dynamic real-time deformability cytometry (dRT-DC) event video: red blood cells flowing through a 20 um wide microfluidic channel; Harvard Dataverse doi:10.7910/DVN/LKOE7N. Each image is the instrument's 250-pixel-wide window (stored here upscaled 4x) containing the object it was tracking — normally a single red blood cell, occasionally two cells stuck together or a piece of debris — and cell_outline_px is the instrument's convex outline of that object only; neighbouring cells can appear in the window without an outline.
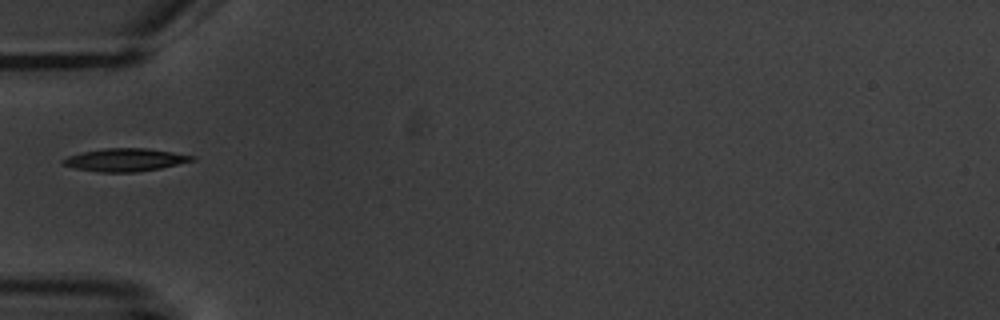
{"species": "common noctule bat (a hibernating species)", "species_latin": "Nyctalus noctula", "temperature_condition": "warm", "stored_images_in_passage": 1, "camera_frame_rate_fps": 3000, "um_per_image_px": 0.085, "animal": {"sex": "male", "body_mass_g": 20.1, "forearm_length_mm": 53.5}, "frame": {"image": 1, "passage_image": 1, "time_ms": 0.0, "image_size_px": [1000, 320], "cell_outline_px": [[196, 160], [160, 168], [136, 172], [100, 172], [76, 168], [60, 164], [60, 160], [68, 156], [84, 152], [104, 148], [148, 148], [196, 156]], "centroid_in_image_um": [10.64, 13.58], "position_along_channel_um": 74.4, "area_um2": 17.17}}